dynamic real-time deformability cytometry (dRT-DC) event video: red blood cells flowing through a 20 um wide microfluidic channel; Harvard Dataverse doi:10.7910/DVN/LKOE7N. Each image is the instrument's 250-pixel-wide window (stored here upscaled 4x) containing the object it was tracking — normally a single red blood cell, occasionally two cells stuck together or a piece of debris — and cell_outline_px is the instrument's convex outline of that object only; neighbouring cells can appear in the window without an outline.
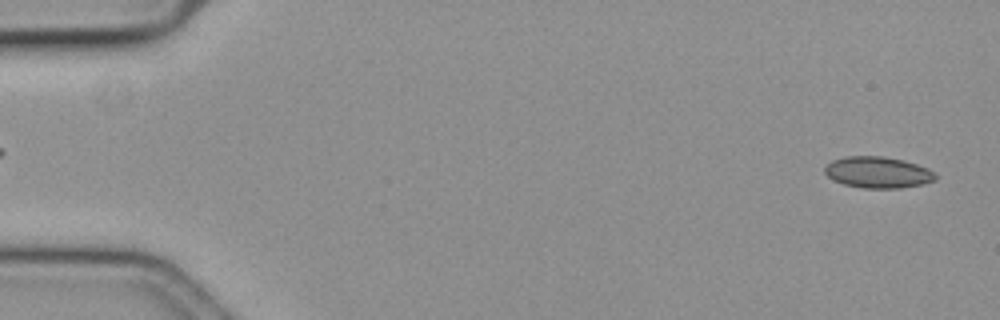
{"species": "common noctule bat (a hibernating species)", "species_latin": "Nyctalus noctula", "temperature_condition": "cold", "stored_images_in_passage": 10, "camera_frame_rate_fps": 3000, "um_per_image_px": 0.085, "animal": {"sex": "female", "body_mass_g": 19.3, "forearm_length_mm": 54.1}, "frame": {"image": 1, "passage_image": 1, "time_ms": 0.0, "image_size_px": [1000, 320], "cell_outline_px": [[936, 180], [924, 184], [900, 188], [864, 188], [844, 184], [828, 176], [824, 172], [824, 168], [832, 160], [848, 156], [880, 156], [904, 160], [928, 168], [936, 176]], "centroid_in_image_um": [74.63, 14.65], "position_along_channel_um": 10.4, "area_um2": 20.06}}